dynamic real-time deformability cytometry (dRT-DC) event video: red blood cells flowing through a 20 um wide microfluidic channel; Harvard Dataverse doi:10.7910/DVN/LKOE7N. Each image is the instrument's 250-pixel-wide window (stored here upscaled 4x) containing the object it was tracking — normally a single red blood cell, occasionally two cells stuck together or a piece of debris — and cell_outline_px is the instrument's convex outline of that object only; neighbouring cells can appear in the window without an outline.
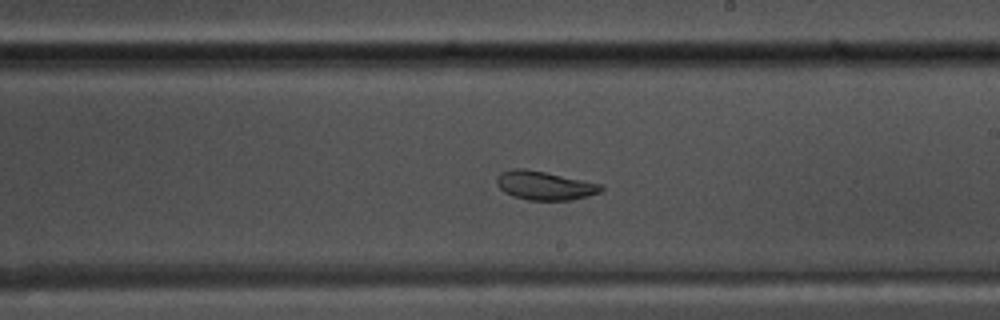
{"species": "common noctule bat (a hibernating species)", "species_latin": "Nyctalus noctula", "temperature_condition": "warm", "stored_images_in_passage": 43, "segment_of_instrument_passage": [1, 2], "camera_frame_rate_fps": 3000, "um_per_image_px": 0.085, "animal": {"sex": "male", "body_mass_g": 17.5, "forearm_length_mm": 52.3}, "frame": {"image": 1, "passage_image": 21, "time_ms": 6.667, "image_size_px": [1000, 320], "cell_outline_px": [[604, 188], [600, 192], [588, 196], [572, 200], [528, 200], [512, 196], [504, 192], [496, 184], [496, 176], [500, 172], [512, 168], [524, 168], [544, 172], [600, 184]], "centroid_in_image_um": [46.23, 15.77], "position_along_channel_um": 242.8, "area_um2": 17.46}}
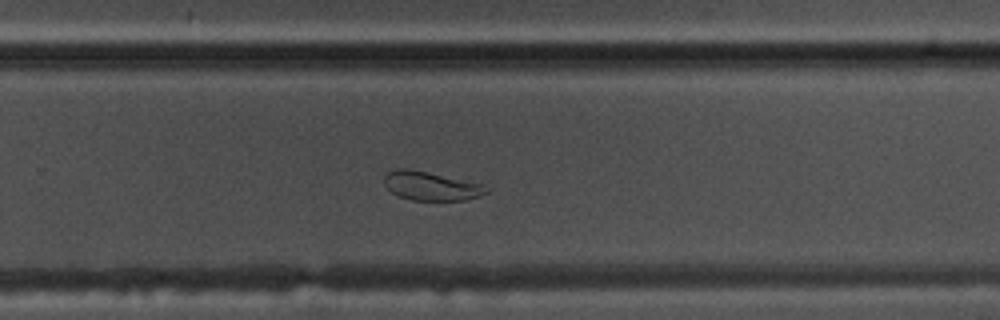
{"frame": {"image": 2, "passage_image": 25, "time_ms": 8.0, "image_size_px": [1000, 320], "cell_outline_px": [[488, 192], [480, 196], [464, 200], [412, 200], [396, 196], [384, 184], [384, 176], [388, 172], [396, 168], [408, 168], [428, 172], [484, 184], [488, 188]], "centroid_in_image_um": [36.62, 15.81], "position_along_channel_um": 293.2, "area_um2": 17.22}}